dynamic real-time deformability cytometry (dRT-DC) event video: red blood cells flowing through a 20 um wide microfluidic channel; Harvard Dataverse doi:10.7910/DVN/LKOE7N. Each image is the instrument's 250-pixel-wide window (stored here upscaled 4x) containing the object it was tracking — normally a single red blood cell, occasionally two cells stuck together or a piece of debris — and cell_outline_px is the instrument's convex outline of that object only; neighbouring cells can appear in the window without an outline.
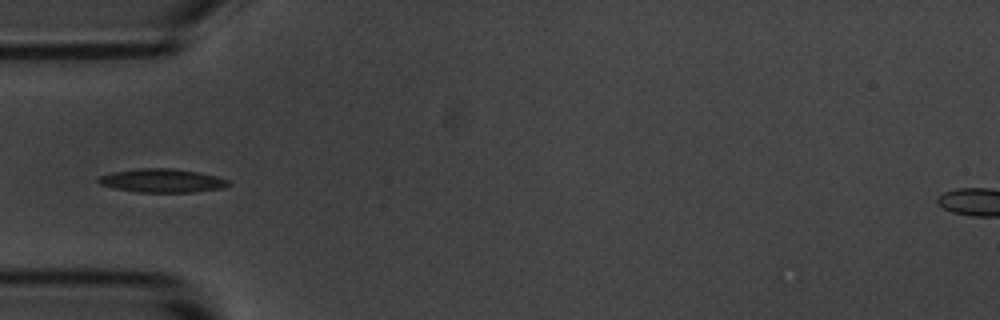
{"species": "common noctule bat (a hibernating species)", "species_latin": "Nyctalus noctula", "temperature_condition": "room temperature", "stored_images_in_passage": 9, "camera_frame_rate_fps": 3000, "um_per_image_px": 0.085, "animal": {"sex": "male", "body_mass_g": 20.1, "forearm_length_mm": 53.5}, "frame": {"image": 1, "passage_image": 1, "time_ms": 0.0, "image_size_px": [1000, 320], "cell_outline_px": [[232, 184], [224, 188], [192, 192], [136, 192], [116, 188], [100, 184], [96, 180], [100, 176], [112, 172], [140, 168], [172, 168], [200, 172], [216, 176], [228, 180]], "centroid_in_image_um": [13.81, 15.35], "position_along_channel_um": 71.2, "area_um2": 17.92}}
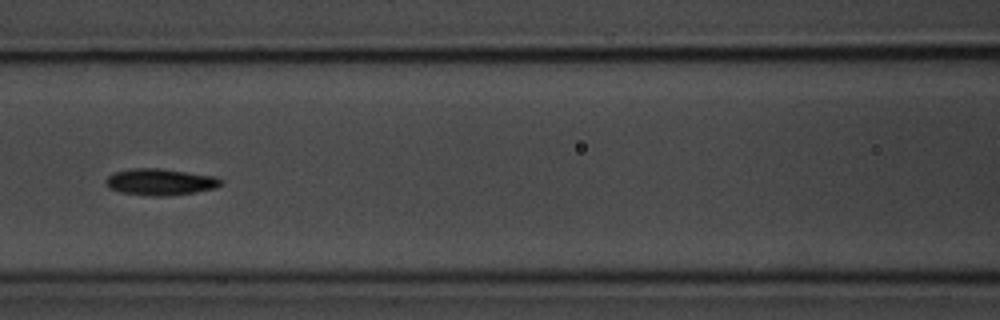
{"frame": {"image": 2, "passage_image": 3, "time_ms": 2.333, "image_size_px": [1000, 320], "cell_outline_px": [[224, 184], [216, 188], [196, 192], [168, 196], [148, 196], [120, 192], [108, 188], [104, 180], [108, 176], [116, 172], [132, 168], [160, 168], [216, 176], [224, 180]], "centroid_in_image_um": [13.66, 15.47], "position_along_channel_um": 152.9, "area_um2": 18.09}}
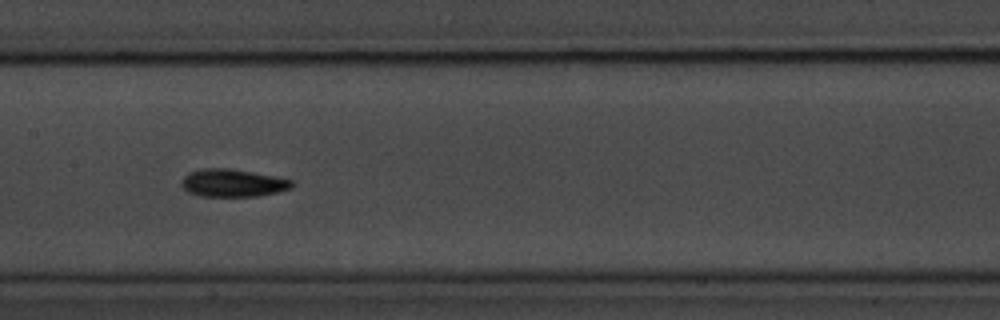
{"frame": {"image": 3, "passage_image": 4, "time_ms": 3.333, "image_size_px": [1000, 320], "cell_outline_px": [[292, 188], [276, 192], [256, 196], [200, 196], [188, 192], [180, 184], [180, 180], [188, 172], [204, 168], [228, 168], [276, 176], [292, 180]], "centroid_in_image_um": [19.74, 15.54], "position_along_channel_um": 187.7, "area_um2": 17.8}}